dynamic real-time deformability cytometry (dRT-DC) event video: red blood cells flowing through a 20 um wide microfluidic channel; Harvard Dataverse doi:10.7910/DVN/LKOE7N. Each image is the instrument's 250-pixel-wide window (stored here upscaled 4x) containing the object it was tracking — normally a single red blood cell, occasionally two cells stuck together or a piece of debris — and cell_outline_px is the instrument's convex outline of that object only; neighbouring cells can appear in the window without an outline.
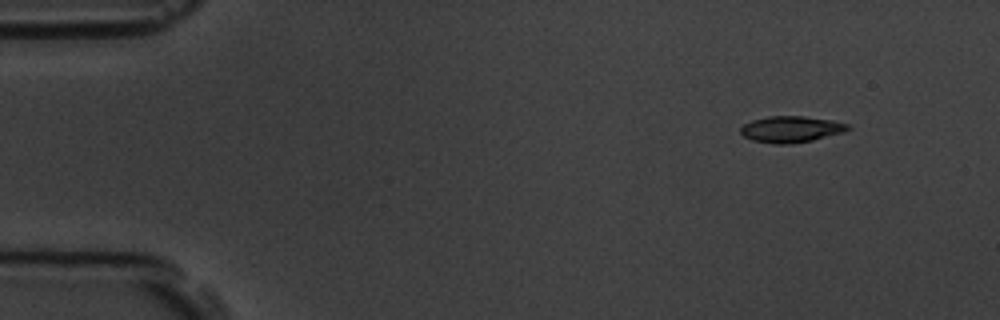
{"species": "common noctule bat (a hibernating species)", "species_latin": "Nyctalus noctula", "temperature_condition": "room temperature", "stored_images_in_passage": 5, "segment_of_instrument_passage": [2, 2], "camera_frame_rate_fps": 3000, "um_per_image_px": 0.085, "animal": {"sex": "male", "body_mass_g": 19.5, "forearm_length_mm": 54.6}, "frame": {"image": 1, "passage_image": 5, "time_ms": 5.667, "image_size_px": [1000, 320], "cell_outline_px": [[852, 128], [844, 132], [812, 140], [792, 144], [776, 144], [752, 140], [744, 136], [740, 132], [740, 128], [744, 124], [752, 120], [768, 116], [804, 116], [832, 120], [848, 124]], "centroid_in_image_um": [67.25, 10.98], "position_along_channel_um": 17.8, "area_um2": 16.47}}